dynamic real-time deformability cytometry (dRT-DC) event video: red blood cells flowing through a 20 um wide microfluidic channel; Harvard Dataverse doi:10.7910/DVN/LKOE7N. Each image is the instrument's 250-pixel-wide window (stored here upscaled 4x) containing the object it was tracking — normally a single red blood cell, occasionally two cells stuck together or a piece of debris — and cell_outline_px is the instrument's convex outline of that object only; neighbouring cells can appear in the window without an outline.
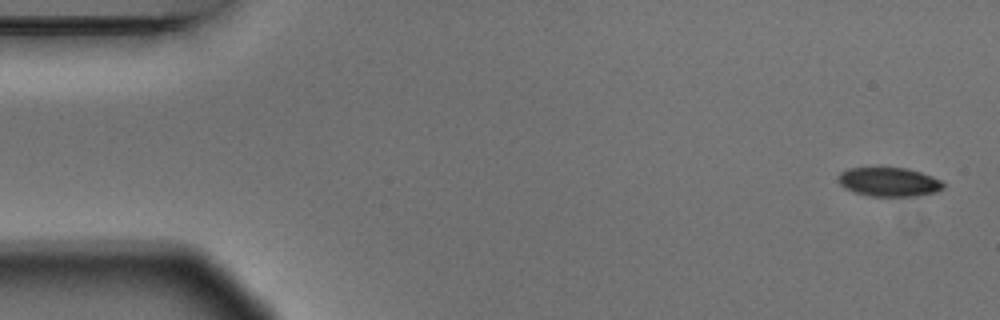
{"species": "Egyptian fruit bat (a non-hibernating species)", "species_latin": "Rousettus aegyptiacus", "temperature_condition": "warm", "stored_images_in_passage": 9, "camera_frame_rate_fps": 3000, "um_per_image_px": 0.085, "animal": {"sex": "male"}, "frame": {"image": 1, "passage_image": 1, "time_ms": 0.0, "image_size_px": [1000, 320], "cell_outline_px": [[944, 188], [936, 192], [916, 196], [872, 196], [856, 192], [844, 188], [840, 184], [840, 172], [848, 168], [908, 168], [932, 176], [940, 180], [944, 184]], "centroid_in_image_um": [75.6, 15.46], "position_along_channel_um": 9.4, "area_um2": 17.57}}
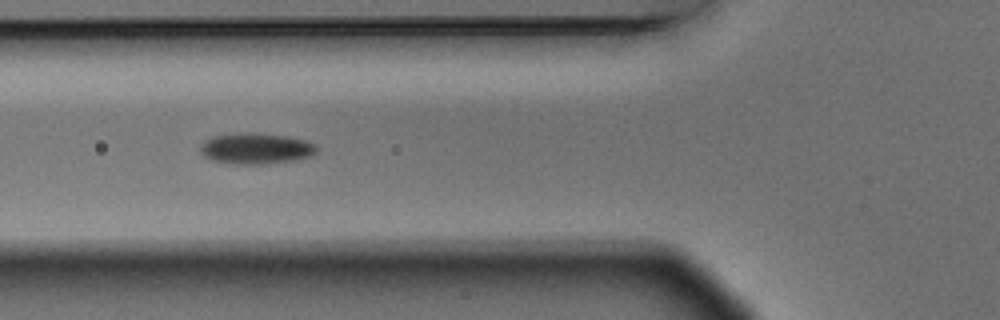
{"frame": {"image": 2, "passage_image": 6, "time_ms": 1.667, "image_size_px": [1000, 320], "cell_outline_px": [[316, 152], [312, 156], [292, 160], [260, 164], [228, 164], [212, 160], [204, 156], [200, 152], [200, 144], [204, 140], [212, 136], [240, 132], [248, 132], [288, 136], [308, 140], [316, 144]], "centroid_in_image_um": [21.73, 12.61], "position_along_channel_um": 104.1, "area_um2": 21.27}}
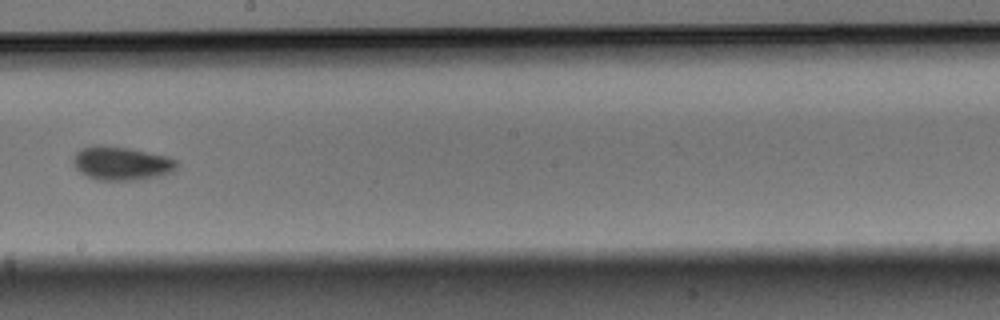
{"frame": {"image": 3, "passage_image": 9, "time_ms": 2.667, "image_size_px": [1000, 320], "cell_outline_px": [[176, 168], [172, 172], [160, 176], [144, 180], [96, 180], [80, 172], [72, 164], [72, 156], [80, 148], [92, 144], [100, 144], [128, 148], [168, 156], [176, 160]], "centroid_in_image_um": [10.28, 13.88], "position_along_channel_um": 237.9, "area_um2": 20.69}}